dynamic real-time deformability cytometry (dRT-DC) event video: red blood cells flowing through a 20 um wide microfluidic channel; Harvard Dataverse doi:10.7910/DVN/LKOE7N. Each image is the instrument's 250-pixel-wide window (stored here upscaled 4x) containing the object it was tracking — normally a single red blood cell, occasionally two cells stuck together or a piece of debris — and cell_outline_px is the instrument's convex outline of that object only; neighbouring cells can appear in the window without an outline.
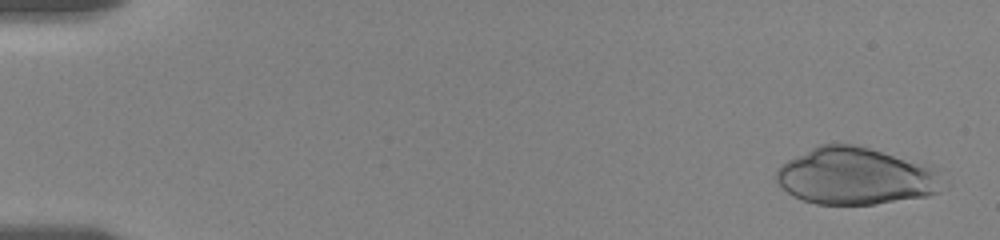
{"species": "human", "species_latin": "Homo sapiens", "temperature_condition": "room temperature", "stored_images_in_passage": 35, "camera_frame_rate_fps": 3000, "um_per_image_px": 0.085, "donor": {"sex": "female"}, "frame": {"image": 1, "passage_image": 1, "time_ms": 0.0, "image_size_px": [1000, 240], "cell_outline_px": [[948, 188], [940, 192], [928, 196], [876, 204], [816, 204], [792, 196], [780, 188], [772, 176], [780, 164], [820, 144], [856, 144], [932, 164], [944, 168], [948, 180]], "centroid_in_image_um": [72.89, 14.97], "position_along_channel_um": 12.1, "area_um2": 57.45}}
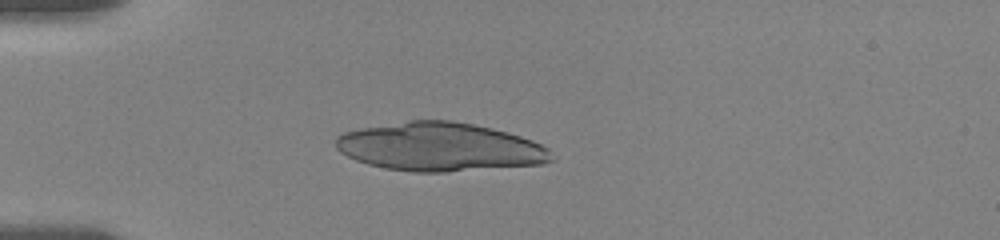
{"frame": {"image": 2, "passage_image": 13, "time_ms": 4.333, "image_size_px": [1000, 240], "cell_outline_px": [[556, 160], [544, 164], [444, 172], [412, 172], [384, 168], [368, 164], [356, 160], [340, 152], [336, 148], [336, 136], [344, 132], [360, 128], [412, 120], [452, 120], [492, 128], [508, 132], [532, 140], [548, 148], [556, 156]], "centroid_in_image_um": [37.42, 12.49], "position_along_channel_um": 47.6, "area_um2": 61.27}}